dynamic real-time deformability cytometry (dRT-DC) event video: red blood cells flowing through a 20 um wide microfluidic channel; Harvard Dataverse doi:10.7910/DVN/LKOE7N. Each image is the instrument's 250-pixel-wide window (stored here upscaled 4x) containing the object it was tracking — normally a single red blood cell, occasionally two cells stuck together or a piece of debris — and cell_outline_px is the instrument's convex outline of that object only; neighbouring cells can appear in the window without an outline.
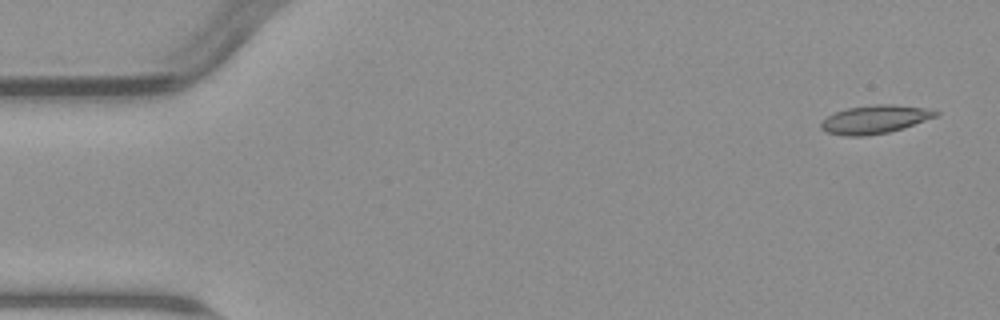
{"species": "common noctule bat (a hibernating species)", "species_latin": "Nyctalus noctula", "temperature_condition": "warm", "stored_images_in_passage": 4, "camera_frame_rate_fps": 3000, "um_per_image_px": 0.085, "animal": {"sex": "male", "body_mass_g": 23.1, "forearm_length_mm": 52.7}, "frame": {"image": 1, "passage_image": 1, "time_ms": 0.0, "image_size_px": [1000, 320], "cell_outline_px": [[940, 112], [936, 116], [904, 128], [888, 132], [868, 136], [844, 136], [828, 132], [820, 128], [820, 124], [828, 116], [836, 112], [848, 108], [876, 104], [892, 104], [924, 108]], "centroid_in_image_um": [74.35, 10.15], "position_along_channel_um": 10.6, "area_um2": 18.73}}